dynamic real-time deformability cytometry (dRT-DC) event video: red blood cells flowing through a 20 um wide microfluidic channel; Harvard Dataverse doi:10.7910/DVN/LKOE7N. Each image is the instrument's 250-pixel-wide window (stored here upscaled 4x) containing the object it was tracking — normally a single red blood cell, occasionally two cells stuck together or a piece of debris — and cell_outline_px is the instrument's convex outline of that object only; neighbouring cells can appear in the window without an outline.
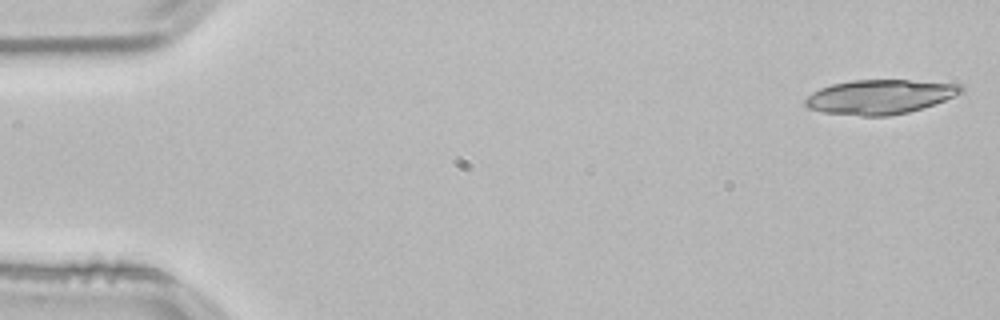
{"species": "common noctule bat (a hibernating species)", "species_latin": "Nyctalus noctula", "temperature_condition": "room temperature", "stored_images_in_passage": 36, "segment_of_instrument_passage": [1, 2], "camera_frame_rate_fps": 3000, "um_per_image_px": 0.085, "animal": {"sex": "male", "body_mass_g": 21.5, "forearm_length_mm": 52.0}, "frame": {"image": 1, "passage_image": 1, "time_ms": 0.0, "image_size_px": [1000, 320], "cell_outline_px": [[964, 92], [944, 100], [908, 112], [888, 116], [864, 116], [824, 112], [808, 108], [804, 104], [804, 100], [812, 92], [820, 88], [832, 84], [852, 80], [908, 80], [960, 84], [964, 88]], "centroid_in_image_um": [74.77, 8.22], "position_along_channel_um": 10.2, "area_um2": 31.04}}